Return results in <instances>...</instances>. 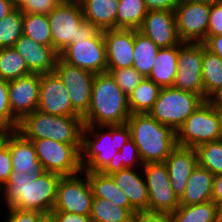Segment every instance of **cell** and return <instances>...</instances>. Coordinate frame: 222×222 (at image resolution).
I'll list each match as a JSON object with an SVG mask.
<instances>
[{"label": "cell", "mask_w": 222, "mask_h": 222, "mask_svg": "<svg viewBox=\"0 0 222 222\" xmlns=\"http://www.w3.org/2000/svg\"><path fill=\"white\" fill-rule=\"evenodd\" d=\"M7 210V211H6ZM4 222H43L48 216L39 211H22L18 208H5Z\"/></svg>", "instance_id": "b9f144b4"}, {"label": "cell", "mask_w": 222, "mask_h": 222, "mask_svg": "<svg viewBox=\"0 0 222 222\" xmlns=\"http://www.w3.org/2000/svg\"><path fill=\"white\" fill-rule=\"evenodd\" d=\"M53 222H92L90 215H79L71 212H51Z\"/></svg>", "instance_id": "bcb514c9"}, {"label": "cell", "mask_w": 222, "mask_h": 222, "mask_svg": "<svg viewBox=\"0 0 222 222\" xmlns=\"http://www.w3.org/2000/svg\"><path fill=\"white\" fill-rule=\"evenodd\" d=\"M31 74L25 59L14 48L0 49V78L15 80Z\"/></svg>", "instance_id": "e575fe53"}, {"label": "cell", "mask_w": 222, "mask_h": 222, "mask_svg": "<svg viewBox=\"0 0 222 222\" xmlns=\"http://www.w3.org/2000/svg\"><path fill=\"white\" fill-rule=\"evenodd\" d=\"M214 175L207 169L197 165L187 180L180 205H194L212 201Z\"/></svg>", "instance_id": "cb8c5ba5"}, {"label": "cell", "mask_w": 222, "mask_h": 222, "mask_svg": "<svg viewBox=\"0 0 222 222\" xmlns=\"http://www.w3.org/2000/svg\"><path fill=\"white\" fill-rule=\"evenodd\" d=\"M203 100H208L222 88V58L207 50L203 44Z\"/></svg>", "instance_id": "83f0119b"}, {"label": "cell", "mask_w": 222, "mask_h": 222, "mask_svg": "<svg viewBox=\"0 0 222 222\" xmlns=\"http://www.w3.org/2000/svg\"><path fill=\"white\" fill-rule=\"evenodd\" d=\"M106 72L110 73L117 85L127 96H129L145 78L134 67L106 70Z\"/></svg>", "instance_id": "ab89813d"}, {"label": "cell", "mask_w": 222, "mask_h": 222, "mask_svg": "<svg viewBox=\"0 0 222 222\" xmlns=\"http://www.w3.org/2000/svg\"><path fill=\"white\" fill-rule=\"evenodd\" d=\"M204 102L197 94L174 87L161 88L159 96L149 114L159 123L171 127L175 132L184 121Z\"/></svg>", "instance_id": "52a82bcc"}, {"label": "cell", "mask_w": 222, "mask_h": 222, "mask_svg": "<svg viewBox=\"0 0 222 222\" xmlns=\"http://www.w3.org/2000/svg\"><path fill=\"white\" fill-rule=\"evenodd\" d=\"M202 43L207 50L222 58V35L207 36Z\"/></svg>", "instance_id": "c3c4849f"}, {"label": "cell", "mask_w": 222, "mask_h": 222, "mask_svg": "<svg viewBox=\"0 0 222 222\" xmlns=\"http://www.w3.org/2000/svg\"><path fill=\"white\" fill-rule=\"evenodd\" d=\"M16 4L11 0H0V20L6 17L14 8Z\"/></svg>", "instance_id": "f907efd6"}, {"label": "cell", "mask_w": 222, "mask_h": 222, "mask_svg": "<svg viewBox=\"0 0 222 222\" xmlns=\"http://www.w3.org/2000/svg\"><path fill=\"white\" fill-rule=\"evenodd\" d=\"M24 15L16 7L0 20V49L13 48L23 35Z\"/></svg>", "instance_id": "d590c367"}, {"label": "cell", "mask_w": 222, "mask_h": 222, "mask_svg": "<svg viewBox=\"0 0 222 222\" xmlns=\"http://www.w3.org/2000/svg\"><path fill=\"white\" fill-rule=\"evenodd\" d=\"M54 72L66 87L73 109L83 118L87 114L91 103L95 74L72 66L62 61L59 57L56 61Z\"/></svg>", "instance_id": "4fadbf2b"}, {"label": "cell", "mask_w": 222, "mask_h": 222, "mask_svg": "<svg viewBox=\"0 0 222 222\" xmlns=\"http://www.w3.org/2000/svg\"><path fill=\"white\" fill-rule=\"evenodd\" d=\"M159 49L150 38L134 29V62L132 67L147 78L151 73Z\"/></svg>", "instance_id": "f546056e"}, {"label": "cell", "mask_w": 222, "mask_h": 222, "mask_svg": "<svg viewBox=\"0 0 222 222\" xmlns=\"http://www.w3.org/2000/svg\"><path fill=\"white\" fill-rule=\"evenodd\" d=\"M106 45L107 70L130 68L134 62V29L103 31Z\"/></svg>", "instance_id": "ac0fdd59"}, {"label": "cell", "mask_w": 222, "mask_h": 222, "mask_svg": "<svg viewBox=\"0 0 222 222\" xmlns=\"http://www.w3.org/2000/svg\"><path fill=\"white\" fill-rule=\"evenodd\" d=\"M43 222H53L50 217H47Z\"/></svg>", "instance_id": "6f0895ef"}, {"label": "cell", "mask_w": 222, "mask_h": 222, "mask_svg": "<svg viewBox=\"0 0 222 222\" xmlns=\"http://www.w3.org/2000/svg\"><path fill=\"white\" fill-rule=\"evenodd\" d=\"M63 0H18L16 8L24 14L48 15Z\"/></svg>", "instance_id": "60d3db41"}, {"label": "cell", "mask_w": 222, "mask_h": 222, "mask_svg": "<svg viewBox=\"0 0 222 222\" xmlns=\"http://www.w3.org/2000/svg\"><path fill=\"white\" fill-rule=\"evenodd\" d=\"M24 59L32 74H45L54 71L59 54L52 46L38 44L22 35L13 47Z\"/></svg>", "instance_id": "7402d4cb"}, {"label": "cell", "mask_w": 222, "mask_h": 222, "mask_svg": "<svg viewBox=\"0 0 222 222\" xmlns=\"http://www.w3.org/2000/svg\"><path fill=\"white\" fill-rule=\"evenodd\" d=\"M92 187L93 197L104 198L120 207H130L125 192L120 189L111 175L102 172L84 171Z\"/></svg>", "instance_id": "4316f807"}, {"label": "cell", "mask_w": 222, "mask_h": 222, "mask_svg": "<svg viewBox=\"0 0 222 222\" xmlns=\"http://www.w3.org/2000/svg\"><path fill=\"white\" fill-rule=\"evenodd\" d=\"M218 221L222 222V201L217 203Z\"/></svg>", "instance_id": "11a10c76"}, {"label": "cell", "mask_w": 222, "mask_h": 222, "mask_svg": "<svg viewBox=\"0 0 222 222\" xmlns=\"http://www.w3.org/2000/svg\"><path fill=\"white\" fill-rule=\"evenodd\" d=\"M59 58L72 65L94 74L105 73L107 70L106 45L103 31L94 38L77 39L59 53Z\"/></svg>", "instance_id": "7c38bea8"}, {"label": "cell", "mask_w": 222, "mask_h": 222, "mask_svg": "<svg viewBox=\"0 0 222 222\" xmlns=\"http://www.w3.org/2000/svg\"><path fill=\"white\" fill-rule=\"evenodd\" d=\"M23 35L38 44L51 46V30L48 15L24 14Z\"/></svg>", "instance_id": "8d00e7d4"}, {"label": "cell", "mask_w": 222, "mask_h": 222, "mask_svg": "<svg viewBox=\"0 0 222 222\" xmlns=\"http://www.w3.org/2000/svg\"><path fill=\"white\" fill-rule=\"evenodd\" d=\"M143 163L165 162L177 146L176 132L149 113L131 114L126 123Z\"/></svg>", "instance_id": "277c9868"}, {"label": "cell", "mask_w": 222, "mask_h": 222, "mask_svg": "<svg viewBox=\"0 0 222 222\" xmlns=\"http://www.w3.org/2000/svg\"><path fill=\"white\" fill-rule=\"evenodd\" d=\"M147 12L144 0H119L116 28L138 30Z\"/></svg>", "instance_id": "1f68e13d"}, {"label": "cell", "mask_w": 222, "mask_h": 222, "mask_svg": "<svg viewBox=\"0 0 222 222\" xmlns=\"http://www.w3.org/2000/svg\"><path fill=\"white\" fill-rule=\"evenodd\" d=\"M143 162L140 158L138 148L130 138L101 171L103 174L111 175L125 168H142Z\"/></svg>", "instance_id": "836d02e7"}, {"label": "cell", "mask_w": 222, "mask_h": 222, "mask_svg": "<svg viewBox=\"0 0 222 222\" xmlns=\"http://www.w3.org/2000/svg\"><path fill=\"white\" fill-rule=\"evenodd\" d=\"M161 87L152 80L144 78L128 96L131 114L149 113L156 102Z\"/></svg>", "instance_id": "4dcf8cb0"}, {"label": "cell", "mask_w": 222, "mask_h": 222, "mask_svg": "<svg viewBox=\"0 0 222 222\" xmlns=\"http://www.w3.org/2000/svg\"><path fill=\"white\" fill-rule=\"evenodd\" d=\"M220 140H222V114H221V125H220Z\"/></svg>", "instance_id": "9f6ffc18"}, {"label": "cell", "mask_w": 222, "mask_h": 222, "mask_svg": "<svg viewBox=\"0 0 222 222\" xmlns=\"http://www.w3.org/2000/svg\"><path fill=\"white\" fill-rule=\"evenodd\" d=\"M37 110L50 115L81 117L73 109L66 87L54 71L41 74Z\"/></svg>", "instance_id": "2e32d148"}, {"label": "cell", "mask_w": 222, "mask_h": 222, "mask_svg": "<svg viewBox=\"0 0 222 222\" xmlns=\"http://www.w3.org/2000/svg\"><path fill=\"white\" fill-rule=\"evenodd\" d=\"M92 202L93 191L91 184L87 174L81 171L75 175L61 176L52 212L90 215Z\"/></svg>", "instance_id": "8fae6325"}, {"label": "cell", "mask_w": 222, "mask_h": 222, "mask_svg": "<svg viewBox=\"0 0 222 222\" xmlns=\"http://www.w3.org/2000/svg\"><path fill=\"white\" fill-rule=\"evenodd\" d=\"M34 145L37 158L46 172L61 176L83 171L81 166L82 143H63L51 139H28Z\"/></svg>", "instance_id": "9c48e42d"}, {"label": "cell", "mask_w": 222, "mask_h": 222, "mask_svg": "<svg viewBox=\"0 0 222 222\" xmlns=\"http://www.w3.org/2000/svg\"><path fill=\"white\" fill-rule=\"evenodd\" d=\"M217 0H179L180 3L184 2H192V3H204V4H212Z\"/></svg>", "instance_id": "db71d44e"}, {"label": "cell", "mask_w": 222, "mask_h": 222, "mask_svg": "<svg viewBox=\"0 0 222 222\" xmlns=\"http://www.w3.org/2000/svg\"><path fill=\"white\" fill-rule=\"evenodd\" d=\"M202 59L203 43L181 42L173 87L195 93L203 99Z\"/></svg>", "instance_id": "5bb4252c"}, {"label": "cell", "mask_w": 222, "mask_h": 222, "mask_svg": "<svg viewBox=\"0 0 222 222\" xmlns=\"http://www.w3.org/2000/svg\"><path fill=\"white\" fill-rule=\"evenodd\" d=\"M5 145L11 154L13 172H25L38 176L46 172L43 164L37 158L31 140L24 138L18 131H10L7 134Z\"/></svg>", "instance_id": "ffe728a7"}, {"label": "cell", "mask_w": 222, "mask_h": 222, "mask_svg": "<svg viewBox=\"0 0 222 222\" xmlns=\"http://www.w3.org/2000/svg\"><path fill=\"white\" fill-rule=\"evenodd\" d=\"M8 83L0 78V129L14 131L18 128L19 120L10 109Z\"/></svg>", "instance_id": "f35d334b"}, {"label": "cell", "mask_w": 222, "mask_h": 222, "mask_svg": "<svg viewBox=\"0 0 222 222\" xmlns=\"http://www.w3.org/2000/svg\"><path fill=\"white\" fill-rule=\"evenodd\" d=\"M222 35V0L211 4L208 36Z\"/></svg>", "instance_id": "7bdbcfd3"}, {"label": "cell", "mask_w": 222, "mask_h": 222, "mask_svg": "<svg viewBox=\"0 0 222 222\" xmlns=\"http://www.w3.org/2000/svg\"><path fill=\"white\" fill-rule=\"evenodd\" d=\"M82 117L50 115L39 110L24 116L18 131L26 139H51L63 143H82Z\"/></svg>", "instance_id": "5b68a950"}, {"label": "cell", "mask_w": 222, "mask_h": 222, "mask_svg": "<svg viewBox=\"0 0 222 222\" xmlns=\"http://www.w3.org/2000/svg\"><path fill=\"white\" fill-rule=\"evenodd\" d=\"M179 45L160 48L151 73L147 77L161 88L173 87L177 73Z\"/></svg>", "instance_id": "484cf974"}, {"label": "cell", "mask_w": 222, "mask_h": 222, "mask_svg": "<svg viewBox=\"0 0 222 222\" xmlns=\"http://www.w3.org/2000/svg\"><path fill=\"white\" fill-rule=\"evenodd\" d=\"M111 176L116 185L127 195L130 208L136 214L148 213L149 194L142 168H125Z\"/></svg>", "instance_id": "603a6c76"}, {"label": "cell", "mask_w": 222, "mask_h": 222, "mask_svg": "<svg viewBox=\"0 0 222 222\" xmlns=\"http://www.w3.org/2000/svg\"><path fill=\"white\" fill-rule=\"evenodd\" d=\"M208 101L222 114V88L213 94Z\"/></svg>", "instance_id": "816d5d0a"}, {"label": "cell", "mask_w": 222, "mask_h": 222, "mask_svg": "<svg viewBox=\"0 0 222 222\" xmlns=\"http://www.w3.org/2000/svg\"><path fill=\"white\" fill-rule=\"evenodd\" d=\"M11 154L4 144L0 148V188L7 182L9 174L13 172Z\"/></svg>", "instance_id": "ee69618b"}, {"label": "cell", "mask_w": 222, "mask_h": 222, "mask_svg": "<svg viewBox=\"0 0 222 222\" xmlns=\"http://www.w3.org/2000/svg\"><path fill=\"white\" fill-rule=\"evenodd\" d=\"M40 78L41 74L31 73L8 83L10 109L19 121L27 114L37 110Z\"/></svg>", "instance_id": "e0dca14e"}, {"label": "cell", "mask_w": 222, "mask_h": 222, "mask_svg": "<svg viewBox=\"0 0 222 222\" xmlns=\"http://www.w3.org/2000/svg\"><path fill=\"white\" fill-rule=\"evenodd\" d=\"M130 138L127 124L84 125L81 148L83 171L101 172Z\"/></svg>", "instance_id": "3957f363"}, {"label": "cell", "mask_w": 222, "mask_h": 222, "mask_svg": "<svg viewBox=\"0 0 222 222\" xmlns=\"http://www.w3.org/2000/svg\"><path fill=\"white\" fill-rule=\"evenodd\" d=\"M165 164L171 187L180 198L185 191L188 178L198 165L197 152L195 148L177 145L166 158Z\"/></svg>", "instance_id": "44dd1931"}, {"label": "cell", "mask_w": 222, "mask_h": 222, "mask_svg": "<svg viewBox=\"0 0 222 222\" xmlns=\"http://www.w3.org/2000/svg\"><path fill=\"white\" fill-rule=\"evenodd\" d=\"M171 216L173 222H219L217 204L213 201L180 205Z\"/></svg>", "instance_id": "d6a6232c"}, {"label": "cell", "mask_w": 222, "mask_h": 222, "mask_svg": "<svg viewBox=\"0 0 222 222\" xmlns=\"http://www.w3.org/2000/svg\"><path fill=\"white\" fill-rule=\"evenodd\" d=\"M61 175L45 172L43 175L11 172L0 188L5 207L22 211H39L48 217L53 210Z\"/></svg>", "instance_id": "6da1fadb"}, {"label": "cell", "mask_w": 222, "mask_h": 222, "mask_svg": "<svg viewBox=\"0 0 222 222\" xmlns=\"http://www.w3.org/2000/svg\"><path fill=\"white\" fill-rule=\"evenodd\" d=\"M130 116L128 96L110 73L95 74L91 103L83 117L84 125H122Z\"/></svg>", "instance_id": "7a4b0ae2"}, {"label": "cell", "mask_w": 222, "mask_h": 222, "mask_svg": "<svg viewBox=\"0 0 222 222\" xmlns=\"http://www.w3.org/2000/svg\"><path fill=\"white\" fill-rule=\"evenodd\" d=\"M198 165L213 175L222 174V140L206 142L195 148Z\"/></svg>", "instance_id": "74e56055"}, {"label": "cell", "mask_w": 222, "mask_h": 222, "mask_svg": "<svg viewBox=\"0 0 222 222\" xmlns=\"http://www.w3.org/2000/svg\"><path fill=\"white\" fill-rule=\"evenodd\" d=\"M221 114L208 101H204L176 132V143L196 148L206 142L220 140Z\"/></svg>", "instance_id": "ba28073f"}, {"label": "cell", "mask_w": 222, "mask_h": 222, "mask_svg": "<svg viewBox=\"0 0 222 222\" xmlns=\"http://www.w3.org/2000/svg\"><path fill=\"white\" fill-rule=\"evenodd\" d=\"M133 222H173L171 215L137 213Z\"/></svg>", "instance_id": "7dc6e473"}, {"label": "cell", "mask_w": 222, "mask_h": 222, "mask_svg": "<svg viewBox=\"0 0 222 222\" xmlns=\"http://www.w3.org/2000/svg\"><path fill=\"white\" fill-rule=\"evenodd\" d=\"M9 132V130L0 129V148L5 144L6 137Z\"/></svg>", "instance_id": "f5cc1de1"}, {"label": "cell", "mask_w": 222, "mask_h": 222, "mask_svg": "<svg viewBox=\"0 0 222 222\" xmlns=\"http://www.w3.org/2000/svg\"><path fill=\"white\" fill-rule=\"evenodd\" d=\"M11 1H12L13 3H15V4L18 2V0H11Z\"/></svg>", "instance_id": "680465c9"}, {"label": "cell", "mask_w": 222, "mask_h": 222, "mask_svg": "<svg viewBox=\"0 0 222 222\" xmlns=\"http://www.w3.org/2000/svg\"><path fill=\"white\" fill-rule=\"evenodd\" d=\"M211 4L184 2L175 9L177 33L182 42L202 43L208 36Z\"/></svg>", "instance_id": "9a60e30c"}, {"label": "cell", "mask_w": 222, "mask_h": 222, "mask_svg": "<svg viewBox=\"0 0 222 222\" xmlns=\"http://www.w3.org/2000/svg\"><path fill=\"white\" fill-rule=\"evenodd\" d=\"M138 31L159 48L177 46L182 42L177 33L175 13L172 11H148Z\"/></svg>", "instance_id": "d6986e66"}, {"label": "cell", "mask_w": 222, "mask_h": 222, "mask_svg": "<svg viewBox=\"0 0 222 222\" xmlns=\"http://www.w3.org/2000/svg\"><path fill=\"white\" fill-rule=\"evenodd\" d=\"M85 21L100 31L115 29L119 0H78Z\"/></svg>", "instance_id": "d4e9b609"}, {"label": "cell", "mask_w": 222, "mask_h": 222, "mask_svg": "<svg viewBox=\"0 0 222 222\" xmlns=\"http://www.w3.org/2000/svg\"><path fill=\"white\" fill-rule=\"evenodd\" d=\"M212 201L215 204L222 201V174L214 175Z\"/></svg>", "instance_id": "681fc988"}, {"label": "cell", "mask_w": 222, "mask_h": 222, "mask_svg": "<svg viewBox=\"0 0 222 222\" xmlns=\"http://www.w3.org/2000/svg\"><path fill=\"white\" fill-rule=\"evenodd\" d=\"M135 215L130 207H120L110 200L93 197L92 222H133Z\"/></svg>", "instance_id": "f1b7e54d"}, {"label": "cell", "mask_w": 222, "mask_h": 222, "mask_svg": "<svg viewBox=\"0 0 222 222\" xmlns=\"http://www.w3.org/2000/svg\"><path fill=\"white\" fill-rule=\"evenodd\" d=\"M148 11H172L179 5V0H144Z\"/></svg>", "instance_id": "f6af8a7d"}, {"label": "cell", "mask_w": 222, "mask_h": 222, "mask_svg": "<svg viewBox=\"0 0 222 222\" xmlns=\"http://www.w3.org/2000/svg\"><path fill=\"white\" fill-rule=\"evenodd\" d=\"M51 46L59 54L80 38H94L100 30L85 21L78 0H64L48 14Z\"/></svg>", "instance_id": "8992f818"}, {"label": "cell", "mask_w": 222, "mask_h": 222, "mask_svg": "<svg viewBox=\"0 0 222 222\" xmlns=\"http://www.w3.org/2000/svg\"><path fill=\"white\" fill-rule=\"evenodd\" d=\"M142 172L149 194L148 214L172 215L180 206L165 162L144 163Z\"/></svg>", "instance_id": "30bf717a"}]
</instances>
